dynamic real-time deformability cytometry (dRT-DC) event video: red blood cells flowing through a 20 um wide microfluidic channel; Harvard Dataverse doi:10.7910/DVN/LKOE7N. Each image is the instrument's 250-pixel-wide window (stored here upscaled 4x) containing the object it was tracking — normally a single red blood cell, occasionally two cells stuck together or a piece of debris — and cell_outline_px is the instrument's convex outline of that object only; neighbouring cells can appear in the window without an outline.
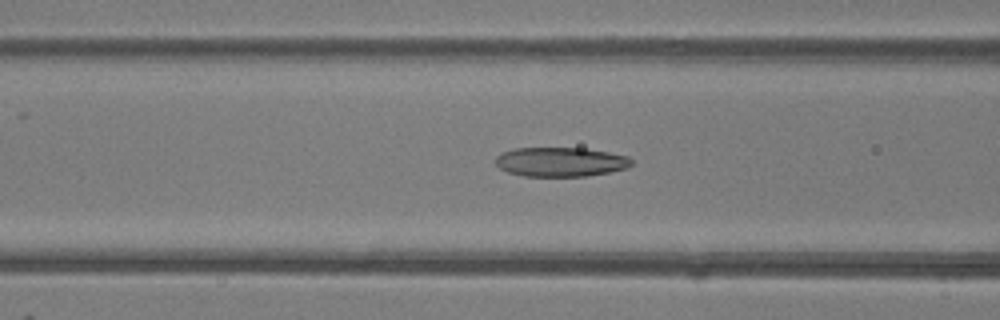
{"species": "common noctule bat (a hibernating species)", "species_latin": "Nyctalus noctula", "temperature_condition": "room temperature", "stored_images_in_passage": 38, "camera_frame_rate_fps": 3000, "um_per_image_px": 0.085, "animal": {"sex": "female"}, "frame": {"image": 1, "passage_image": 9, "time_ms": 2.667, "image_size_px": [1000, 320], "cell_outline_px": [[632, 164], [628, 168], [608, 172], [584, 176], [524, 176], [508, 172], [500, 168], [496, 164], [496, 156], [504, 152], [516, 148], [584, 148], [608, 152], [628, 156], [632, 160]], "centroid_in_image_um": [47.66, 13.76], "position_along_channel_um": 118.9, "area_um2": 23.12}}
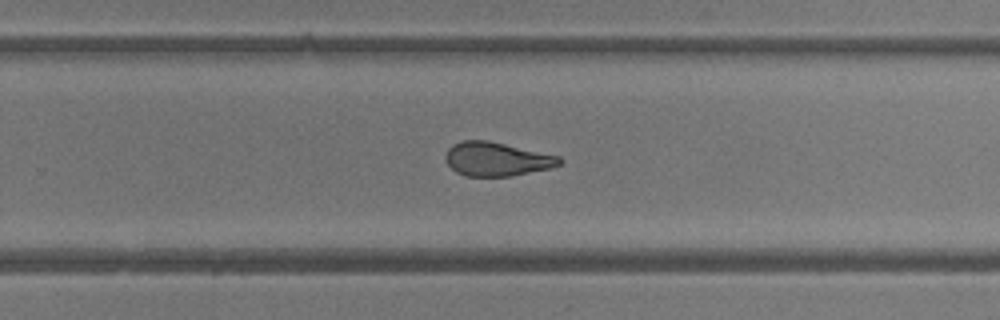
{"frame": {"image": 2, "passage_image": 21, "time_ms": 6.667, "image_size_px": [1000, 320], "cell_outline_px": [[564, 160], [560, 164], [552, 168], [512, 176], [468, 176], [456, 172], [444, 160], [444, 156], [448, 148], [452, 144], [464, 140], [488, 140], [560, 156]], "centroid_in_image_um": [42.23, 13.52], "position_along_channel_um": 287.6, "area_um2": 22.66}}
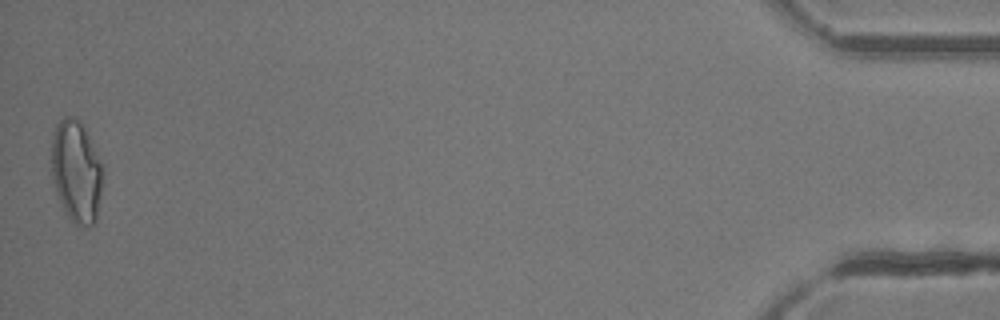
{"frame": {"image": 3, "passage_image": 38, "time_ms": 12.333, "image_size_px": [1000, 320], "cell_outline_px": [[100, 192], [96, 220], [92, 224], [84, 228], [76, 224], [68, 216], [56, 192], [52, 176], [52, 140], [56, 124], [64, 116], [76, 116], [80, 120], [88, 136], [100, 164]], "centroid_in_image_um": [6.44, 14.56], "position_along_channel_um": 428.8, "area_um2": 29.59}, "authors_computed_cell_mechanics": {"area_um2": 23.698, "velocity_mm_per_s": 4.218, "shape_relaxation_time_tau1_ms": 7.9902, "shape_relaxation_time_tau2_ms": 1.8408, "deformation_change_tau1": 0.2314, "deformation_change_tau2": 0.103}}